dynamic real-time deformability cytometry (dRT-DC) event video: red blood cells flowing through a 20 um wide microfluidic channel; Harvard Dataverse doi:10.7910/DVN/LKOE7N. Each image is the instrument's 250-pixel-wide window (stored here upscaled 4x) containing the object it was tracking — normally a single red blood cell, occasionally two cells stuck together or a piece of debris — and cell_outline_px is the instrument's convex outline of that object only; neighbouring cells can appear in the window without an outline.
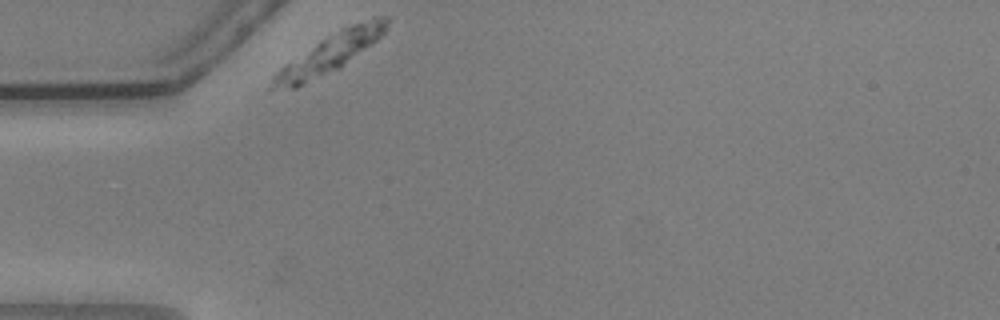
{"species": "common noctule bat (a hibernating species)", "species_latin": "Nyctalus noctula", "temperature_condition": "warm", "stored_images_in_passage": 26, "camera_frame_rate_fps": 3000, "um_per_image_px": 0.085, "animal": {"sex": "male", "body_mass_g": 20.5, "forearm_length_mm": 52.5}, "frame": {"image": 1, "passage_image": 1, "time_ms": 0.0, "image_size_px": [1000, 320], "cell_outline_px": [[388, 24], [384, 32], [376, 40], [340, 68], [296, 88], [268, 88], [272, 76], [284, 64], [320, 40], [352, 24], [376, 16], [388, 16]], "centroid_in_image_um": [27.98, 4.56], "position_along_channel_um": 57.0, "area_um2": 25.32}}
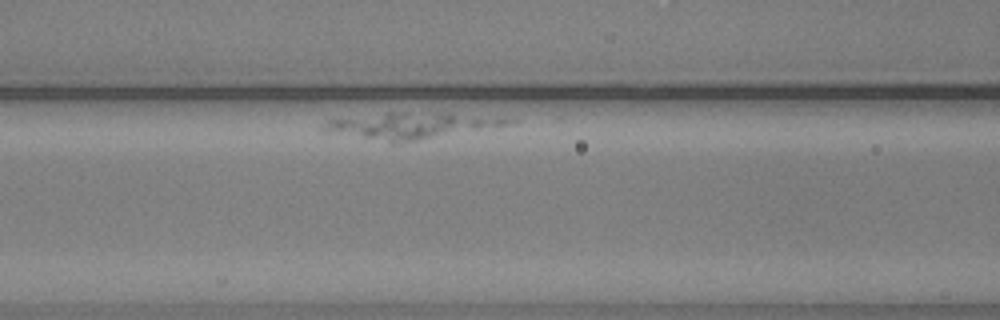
{"frame": {"image": 2, "passage_image": 11, "time_ms": 3.333, "image_size_px": [1000, 320], "cell_outline_px": [[516, 120], [504, 124], [416, 140], [392, 144], [388, 144], [324, 132], [320, 128], [328, 120], [388, 112], [448, 112], [504, 116]], "centroid_in_image_um": [34.81, 10.66], "position_along_channel_um": 131.8, "area_um2": 28.5}}
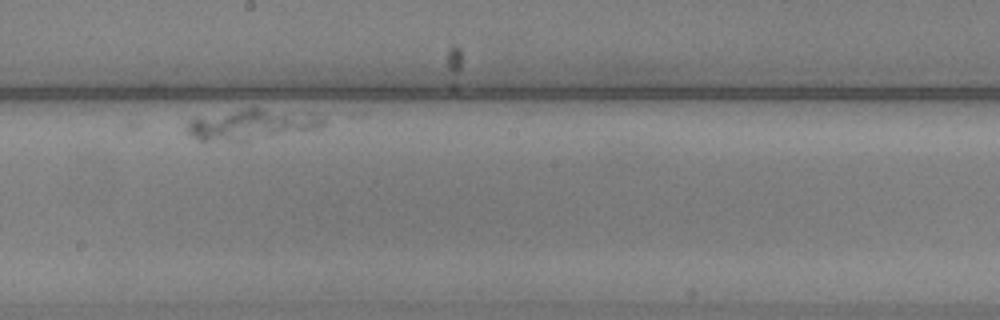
{"frame": {"image": 3, "passage_image": 22, "time_ms": 7.0, "image_size_px": [1000, 320], "cell_outline_px": [[324, 124], [320, 128], [248, 140], [200, 140], [184, 132], [184, 128], [196, 116], [244, 108], [260, 108], [316, 112], [324, 116]], "centroid_in_image_um": [21.42, 10.53], "position_along_channel_um": 226.8, "area_um2": 24.62}}